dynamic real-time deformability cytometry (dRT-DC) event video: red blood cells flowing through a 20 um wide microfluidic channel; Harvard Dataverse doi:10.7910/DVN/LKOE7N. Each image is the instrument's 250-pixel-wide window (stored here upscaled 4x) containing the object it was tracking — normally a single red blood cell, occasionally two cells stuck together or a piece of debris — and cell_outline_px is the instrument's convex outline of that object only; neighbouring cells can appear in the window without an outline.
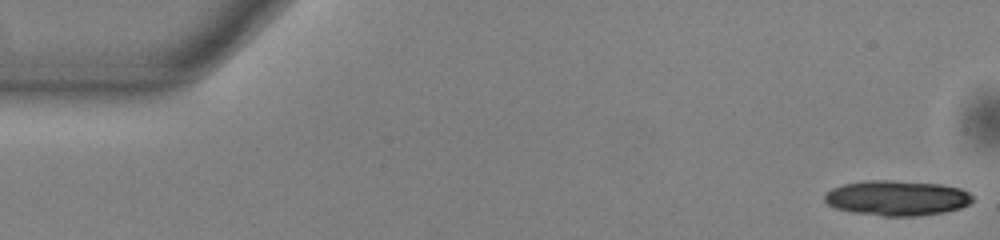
{"species": "common noctule bat (a hibernating species)", "species_latin": "Nyctalus noctula", "temperature_condition": "warm", "stored_images_in_passage": 48, "camera_frame_rate_fps": 3000, "um_per_image_px": 0.085, "animal": {"sex": "male", "body_mass_g": 13.0, "forearm_length_mm": 53.1}, "frame": {"image": 1, "passage_image": 1, "time_ms": 0.0, "image_size_px": [1000, 240], "cell_outline_px": [[972, 200], [968, 204], [960, 208], [944, 212], [916, 216], [884, 216], [852, 212], [836, 208], [828, 204], [824, 200], [824, 196], [832, 188], [844, 184], [864, 180], [892, 180], [940, 184], [960, 188], [968, 192], [972, 196]], "centroid_in_image_um": [76.23, 16.82], "position_along_channel_um": 8.8, "area_um2": 30.23}}
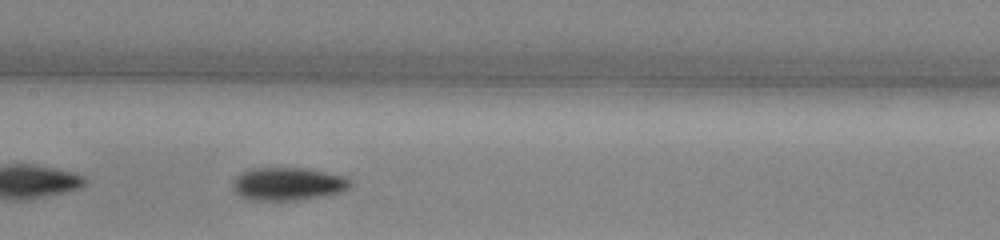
{"frame": {"image": 2, "passage_image": 26, "time_ms": 8.333, "image_size_px": [1000, 240], "cell_outline_px": [[352, 184], [344, 192], [324, 196], [292, 200], [248, 200], [236, 192], [232, 188], [232, 180], [236, 176], [252, 168], [300, 168], [324, 172], [344, 176]], "centroid_in_image_um": [24.46, 15.64], "position_along_channel_um": 182.9, "area_um2": 22.43}}
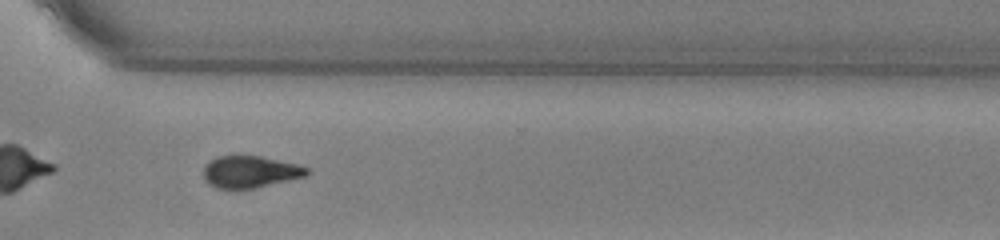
{"frame": {"image": 3, "passage_image": 39, "time_ms": 12.667, "image_size_px": [1000, 240], "cell_outline_px": [[312, 172], [304, 176], [256, 188], [216, 188], [208, 184], [204, 180], [204, 164], [216, 156], [260, 156], [296, 164], [308, 168]], "centroid_in_image_um": [21.23, 14.6], "position_along_channel_um": 349.4, "area_um2": 19.13}}